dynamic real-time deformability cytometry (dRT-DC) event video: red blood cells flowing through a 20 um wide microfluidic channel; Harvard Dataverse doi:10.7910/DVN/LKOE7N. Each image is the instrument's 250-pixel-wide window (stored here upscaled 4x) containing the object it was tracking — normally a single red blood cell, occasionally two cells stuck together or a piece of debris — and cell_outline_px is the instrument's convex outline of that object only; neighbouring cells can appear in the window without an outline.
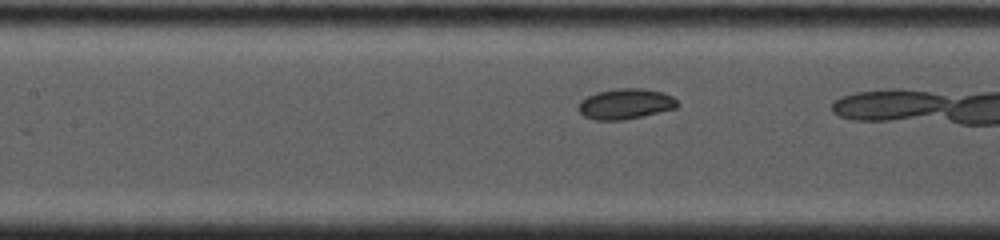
{"species": "common noctule bat (a hibernating species)", "species_latin": "Nyctalus noctula", "temperature_condition": "cold", "stored_images_in_passage": 49, "camera_frame_rate_fps": 4500, "um_per_image_px": 0.085, "animal": {"sex": "female", "body_mass_g": 19.0, "forearm_length_mm": 53.3}, "frame": {"image": 1, "passage_image": 15, "time_ms": 2.222, "image_size_px": [1000, 240], "cell_outline_px": [[680, 104], [676, 108], [624, 120], [596, 120], [584, 116], [580, 112], [580, 100], [596, 92], [616, 88], [640, 88], [660, 92], [672, 96]], "centroid_in_image_um": [53.17, 8.83], "position_along_channel_um": 154.2, "area_um2": 17.4}}
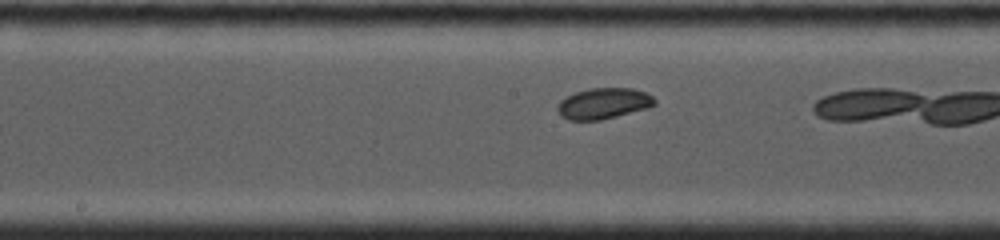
{"frame": {"image": 2, "passage_image": 23, "time_ms": 3.333, "image_size_px": [1000, 240], "cell_outline_px": [[656, 104], [648, 108], [600, 120], [568, 120], [560, 116], [556, 108], [560, 100], [576, 92], [592, 88], [632, 88], [644, 92], [652, 96], [656, 100]], "centroid_in_image_um": [51.29, 8.8], "position_along_channel_um": 196.9, "area_um2": 17.46}}
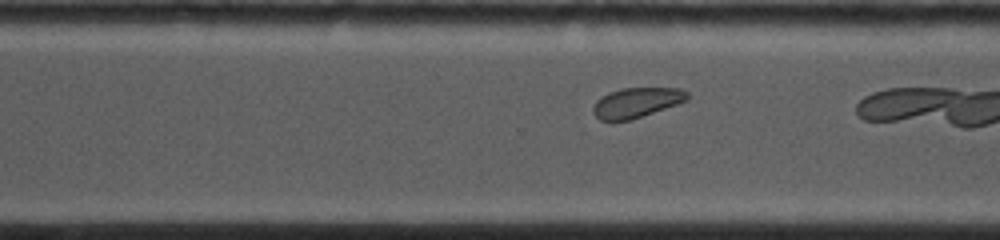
{"frame": {"image": 3, "passage_image": 36, "time_ms": 6.444, "image_size_px": [1000, 240], "cell_outline_px": [[688, 100], [632, 120], [600, 120], [592, 112], [592, 108], [596, 100], [608, 92], [620, 88], [680, 88], [688, 92]], "centroid_in_image_um": [54.09, 8.71], "position_along_channel_um": 316.5, "area_um2": 16.47}}